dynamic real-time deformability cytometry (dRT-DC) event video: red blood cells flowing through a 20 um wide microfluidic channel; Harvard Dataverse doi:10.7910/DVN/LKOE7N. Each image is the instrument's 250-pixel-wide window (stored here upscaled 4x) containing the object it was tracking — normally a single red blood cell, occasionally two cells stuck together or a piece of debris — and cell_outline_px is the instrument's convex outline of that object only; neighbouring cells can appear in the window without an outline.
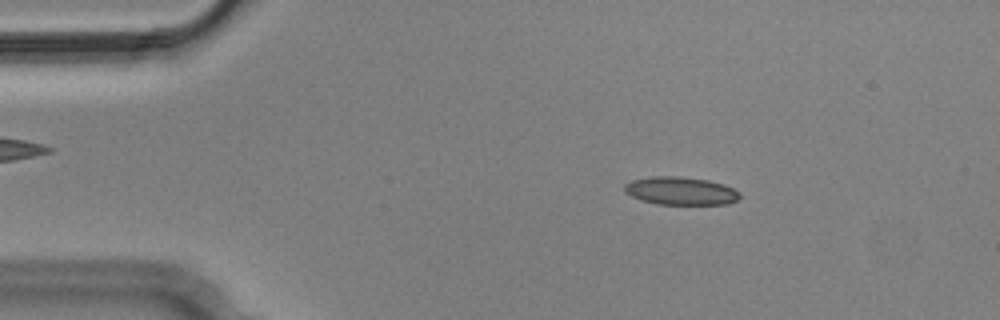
{"species": "Egyptian fruit bat (a non-hibernating species)", "species_latin": "Rousettus aegyptiacus", "temperature_condition": "cold", "stored_images_in_passage": 4, "camera_frame_rate_fps": 3000, "um_per_image_px": 0.085, "animal": {"sex": "male"}, "frame": {"image": 1, "passage_image": 2, "time_ms": 0.333, "image_size_px": [1000, 320], "cell_outline_px": [[740, 196], [736, 200], [728, 204], [656, 204], [640, 200], [624, 192], [624, 184], [632, 180], [652, 176], [680, 176], [708, 180], [724, 184], [740, 192]], "centroid_in_image_um": [57.84, 16.22], "position_along_channel_um": 27.2, "area_um2": 18.9}}